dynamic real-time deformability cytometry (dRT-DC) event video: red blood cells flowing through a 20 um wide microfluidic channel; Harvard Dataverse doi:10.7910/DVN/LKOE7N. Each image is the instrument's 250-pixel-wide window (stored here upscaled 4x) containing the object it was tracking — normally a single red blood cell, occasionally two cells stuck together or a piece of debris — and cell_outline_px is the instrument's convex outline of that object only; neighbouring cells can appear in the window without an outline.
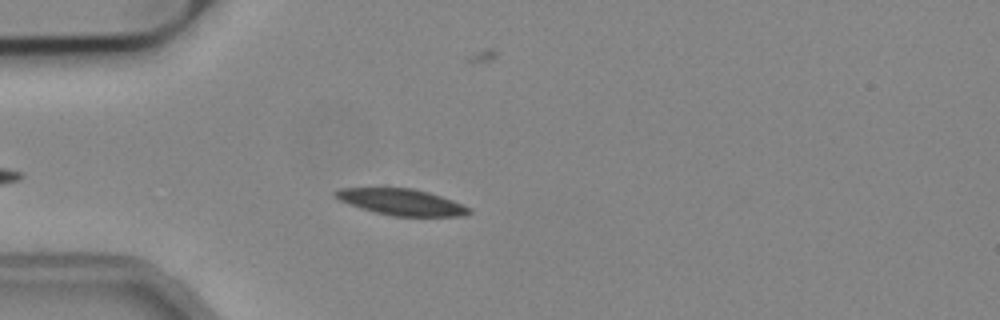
{"species": "common noctule bat (a hibernating species)", "species_latin": "Nyctalus noctula", "temperature_condition": "cold", "stored_images_in_passage": 39, "camera_frame_rate_fps": 3000, "um_per_image_px": 0.085, "animal": {"sex": "male", "body_mass_g": 19.2, "forearm_length_mm": 51.8}, "frame": {"image": 1, "passage_image": 8, "time_ms": 2.333, "image_size_px": [1000, 320], "cell_outline_px": [[472, 212], [460, 216], [392, 216], [360, 208], [340, 200], [336, 196], [336, 192], [340, 188], [412, 188], [428, 192], [452, 200], [472, 208]], "centroid_in_image_um": [34.17, 17.18], "position_along_channel_um": 50.8, "area_um2": 20.17}}
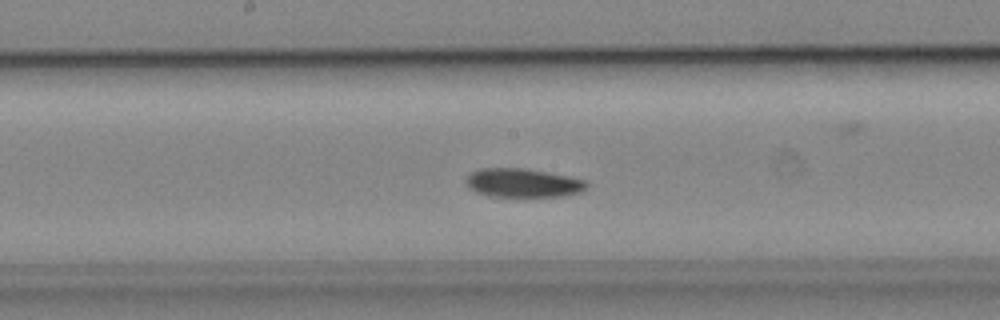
{"frame": {"image": 2, "passage_image": 21, "time_ms": 6.667, "image_size_px": [1000, 320], "cell_outline_px": [[588, 184], [580, 192], [560, 196], [520, 200], [488, 196], [476, 192], [468, 188], [464, 180], [472, 172], [480, 168], [524, 168], [568, 176], [584, 180]], "centroid_in_image_um": [44.38, 15.6], "position_along_channel_um": 203.8, "area_um2": 21.1}}
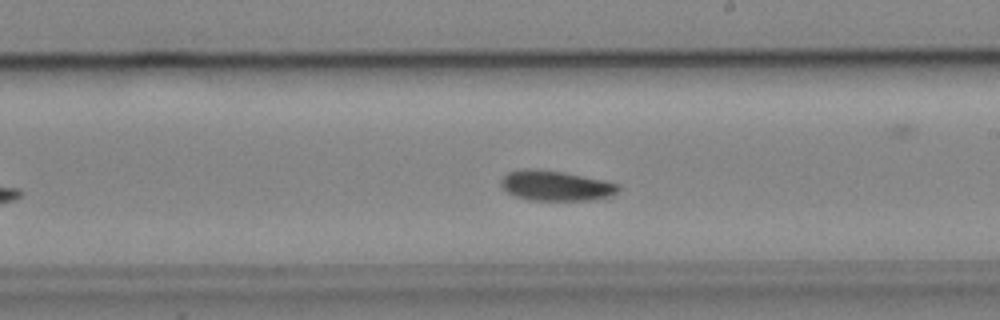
{"frame": {"image": 3, "passage_image": 24, "time_ms": 7.667, "image_size_px": [1000, 320], "cell_outline_px": [[620, 188], [608, 200], [528, 200], [516, 196], [508, 192], [500, 184], [500, 180], [508, 172], [520, 168], [536, 168], [564, 172], [604, 180], [620, 184]], "centroid_in_image_um": [47.29, 15.78], "position_along_channel_um": 241.7, "area_um2": 21.04}, "authors_computed_cell_mechanics": {"area_um2": 20.4612, "velocity_mm_per_s": 3.8206, "shape_relaxation_time_tau1_ms": 3.7954, "shape_relaxation_time_tau2_ms": null, "deformation_change_tau1": 0.104, "deformation_change_tau2": null}}